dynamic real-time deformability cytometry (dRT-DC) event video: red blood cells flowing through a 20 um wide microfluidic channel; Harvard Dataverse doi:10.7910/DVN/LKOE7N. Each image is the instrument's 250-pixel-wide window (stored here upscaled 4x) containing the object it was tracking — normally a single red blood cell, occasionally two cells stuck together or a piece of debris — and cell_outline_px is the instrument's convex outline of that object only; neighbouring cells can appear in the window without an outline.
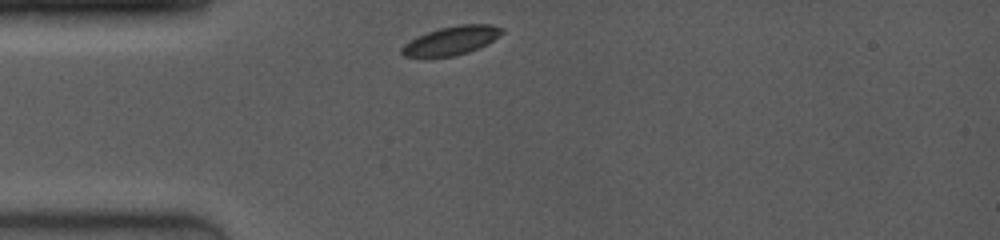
{"species": "common noctule bat (a hibernating species)", "species_latin": "Nyctalus noctula", "temperature_condition": "room temperature", "stored_images_in_passage": 4, "camera_frame_rate_fps": 4000, "um_per_image_px": 0.085, "animal": {"sex": "female", "body_mass_g": 19.0, "forearm_length_mm": 53.3}, "frame": {"image": 1, "passage_image": 1, "time_ms": 0.0, "image_size_px": [1000, 240], "cell_outline_px": [[504, 32], [500, 36], [488, 44], [468, 52], [452, 56], [404, 56], [400, 52], [400, 48], [404, 44], [416, 36], [440, 28], [460, 24], [492, 24], [504, 28]], "centroid_in_image_um": [38.41, 3.43], "position_along_channel_um": 46.6, "area_um2": 16.7}}
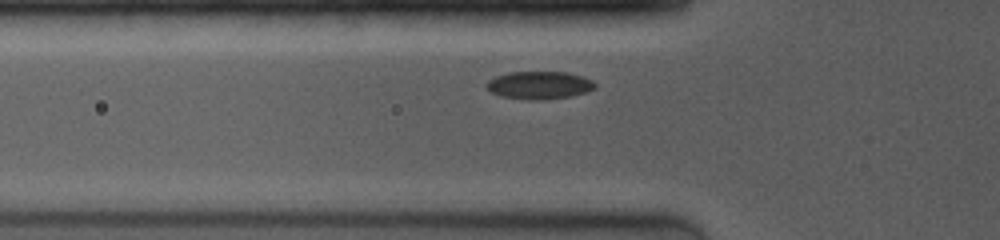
{"frame": {"image": 2, "passage_image": 3, "time_ms": 1.25, "image_size_px": [1000, 240], "cell_outline_px": [[596, 84], [592, 88], [584, 92], [568, 96], [500, 96], [492, 92], [484, 84], [488, 80], [496, 76], [508, 72], [564, 72], [580, 76], [592, 80]], "centroid_in_image_um": [45.79, 7.16], "position_along_channel_um": 80.0, "area_um2": 16.13}}